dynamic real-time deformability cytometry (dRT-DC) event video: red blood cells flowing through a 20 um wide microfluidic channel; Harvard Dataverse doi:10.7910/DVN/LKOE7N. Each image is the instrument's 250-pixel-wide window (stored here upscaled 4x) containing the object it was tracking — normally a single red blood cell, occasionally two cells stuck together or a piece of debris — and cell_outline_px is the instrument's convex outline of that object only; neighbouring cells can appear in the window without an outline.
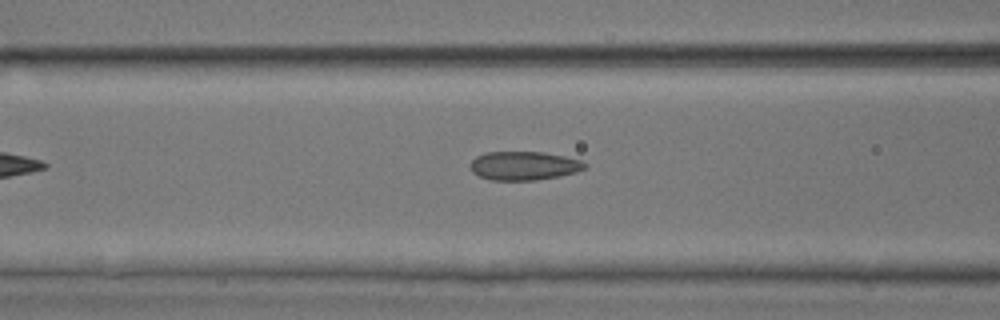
{"species": "common noctule bat (a hibernating species)", "species_latin": "Nyctalus noctula", "temperature_condition": "room temperature", "stored_images_in_passage": 5, "camera_frame_rate_fps": 3000, "um_per_image_px": 0.085, "animal": {"sex": "male", "body_mass_g": 17.9, "forearm_length_mm": 54.2}, "frame": {"image": 1, "passage_image": 4, "time_ms": 4.333, "image_size_px": [1000, 320], "cell_outline_px": [[588, 164], [584, 168], [576, 172], [560, 176], [536, 180], [492, 180], [480, 176], [472, 172], [472, 160], [476, 156], [484, 152], [544, 152], [564, 156], [580, 160]], "centroid_in_image_um": [44.55, 14.08], "position_along_channel_um": 122.1, "area_um2": 19.07}}